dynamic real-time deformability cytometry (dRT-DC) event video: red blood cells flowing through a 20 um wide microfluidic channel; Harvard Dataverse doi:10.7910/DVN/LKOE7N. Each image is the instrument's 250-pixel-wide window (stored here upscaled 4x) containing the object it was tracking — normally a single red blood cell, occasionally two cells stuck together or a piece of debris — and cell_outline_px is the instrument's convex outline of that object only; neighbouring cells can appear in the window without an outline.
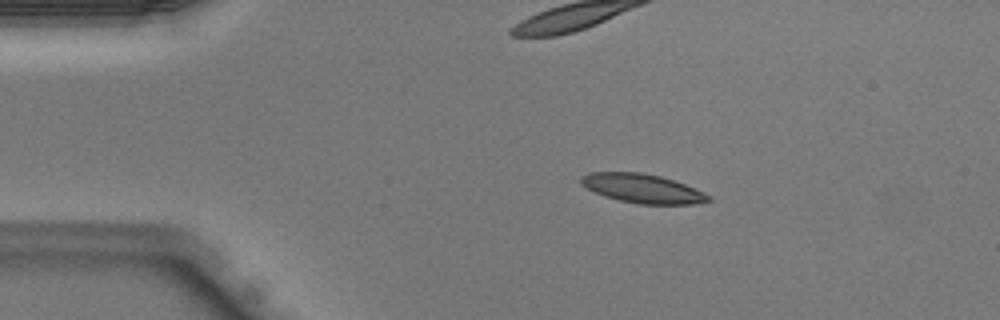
{"species": "Egyptian fruit bat (a non-hibernating species)", "species_latin": "Rousettus aegyptiacus", "temperature_condition": "warm", "stored_images_in_passage": 36, "camera_frame_rate_fps": 3000, "um_per_image_px": 0.085, "animal": {"sex": "male"}, "frame": {"image": 1, "passage_image": 1, "time_ms": 0.0, "image_size_px": [1000, 320], "cell_outline_px": [[712, 200], [692, 204], [636, 204], [604, 196], [588, 188], [580, 180], [580, 176], [588, 172], [640, 172], [660, 176], [684, 184], [708, 196]], "centroid_in_image_um": [54.56, 16.01], "position_along_channel_um": 30.4, "area_um2": 21.1}}